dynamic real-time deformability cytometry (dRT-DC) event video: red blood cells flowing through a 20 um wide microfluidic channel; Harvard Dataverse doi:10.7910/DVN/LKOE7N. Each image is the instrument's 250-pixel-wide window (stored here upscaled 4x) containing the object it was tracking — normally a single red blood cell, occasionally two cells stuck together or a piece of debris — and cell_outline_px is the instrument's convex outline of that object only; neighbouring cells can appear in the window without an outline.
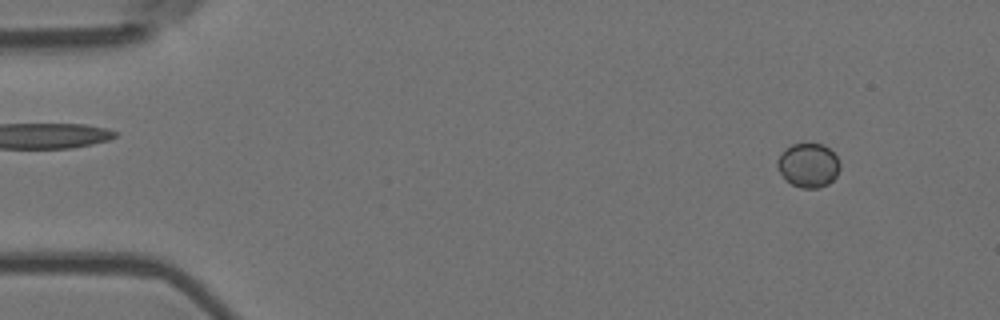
{"species": "Egyptian fruit bat (a non-hibernating species)", "species_latin": "Rousettus aegyptiacus", "temperature_condition": "room temperature", "stored_images_in_passage": 51, "camera_frame_rate_fps": 3000, "um_per_image_px": 0.085, "animal": {"sex": "female"}, "frame": {"image": 1, "passage_image": 1, "time_ms": 0.0, "image_size_px": [1000, 320], "cell_outline_px": [[840, 168], [836, 176], [828, 184], [820, 188], [800, 188], [784, 180], [776, 164], [776, 160], [784, 148], [792, 144], [824, 144], [836, 156], [840, 164]], "centroid_in_image_um": [68.68, 14.05], "position_along_channel_um": 16.3, "area_um2": 16.24}}
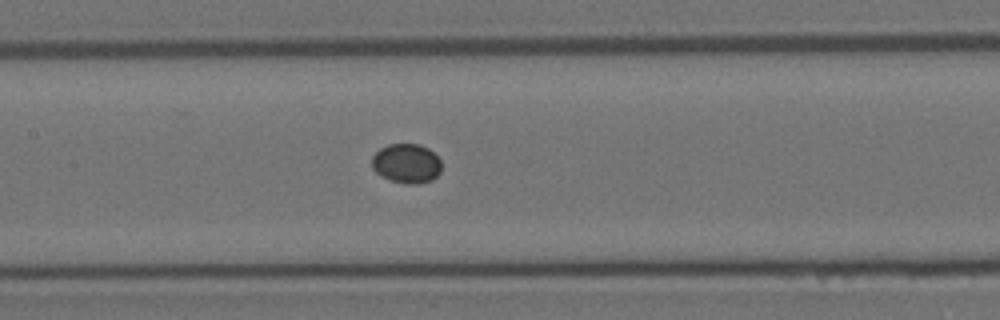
{"frame": {"image": 2, "passage_image": 22, "time_ms": 7.0, "image_size_px": [1000, 320], "cell_outline_px": [[440, 172], [432, 180], [420, 184], [404, 184], [380, 176], [372, 168], [372, 156], [380, 148], [388, 144], [420, 144], [428, 148], [440, 160]], "centroid_in_image_um": [34.54, 13.9], "position_along_channel_um": 172.9, "area_um2": 16.07}}
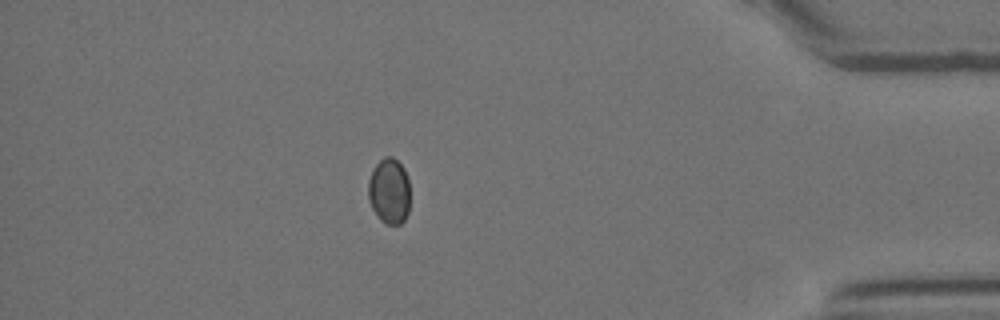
{"frame": {"image": 3, "passage_image": 44, "time_ms": 14.333, "image_size_px": [1000, 320], "cell_outline_px": [[408, 212], [404, 220], [400, 224], [384, 224], [380, 220], [372, 208], [368, 200], [368, 180], [372, 168], [384, 156], [392, 156], [404, 168], [408, 180]], "centroid_in_image_um": [33.05, 16.23], "position_along_channel_um": 402.2, "area_um2": 16.07}}